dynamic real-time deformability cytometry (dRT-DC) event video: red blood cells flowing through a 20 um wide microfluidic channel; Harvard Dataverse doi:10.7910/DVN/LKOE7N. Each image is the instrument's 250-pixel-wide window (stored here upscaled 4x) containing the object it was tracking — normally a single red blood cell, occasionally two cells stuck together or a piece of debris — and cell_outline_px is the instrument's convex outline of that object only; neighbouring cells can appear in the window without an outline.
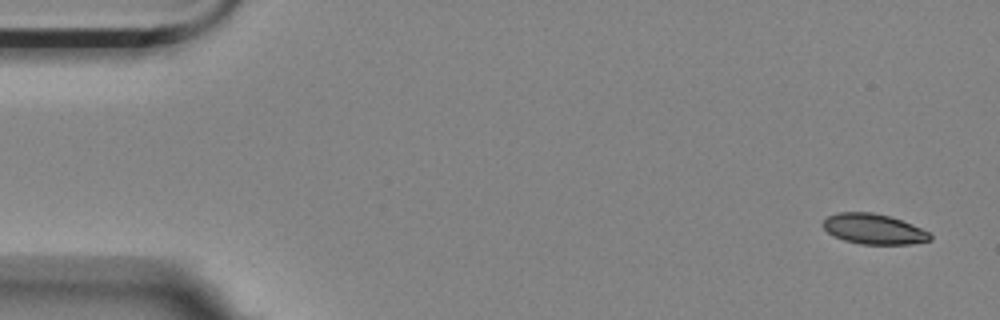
{"species": "Egyptian fruit bat (a non-hibernating species)", "species_latin": "Rousettus aegyptiacus", "temperature_condition": "room temperature", "stored_images_in_passage": 5, "segment_of_instrument_passage": [1, 2], "camera_frame_rate_fps": 3000, "um_per_image_px": 0.085, "animal": {"sex": "female"}, "frame": {"image": 1, "passage_image": 1, "time_ms": 0.0, "image_size_px": [1000, 320], "cell_outline_px": [[932, 240], [908, 244], [860, 244], [844, 240], [832, 236], [824, 228], [824, 220], [828, 216], [840, 212], [872, 212], [888, 216], [912, 224], [928, 232], [932, 236]], "centroid_in_image_um": [74.26, 19.47], "position_along_channel_um": 10.7, "area_um2": 18.73}}
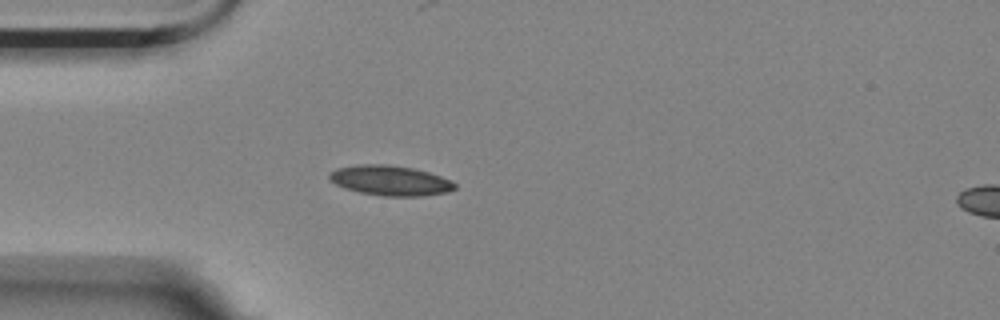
{"frame": {"image": 2, "passage_image": 4, "time_ms": 1.0, "image_size_px": [1000, 320], "cell_outline_px": [[456, 188], [448, 192], [420, 196], [384, 196], [360, 192], [344, 188], [328, 180], [328, 176], [336, 168], [356, 164], [388, 164], [412, 168], [428, 172], [452, 180], [456, 184]], "centroid_in_image_um": [33.16, 15.34], "position_along_channel_um": 51.8, "area_um2": 22.02}}